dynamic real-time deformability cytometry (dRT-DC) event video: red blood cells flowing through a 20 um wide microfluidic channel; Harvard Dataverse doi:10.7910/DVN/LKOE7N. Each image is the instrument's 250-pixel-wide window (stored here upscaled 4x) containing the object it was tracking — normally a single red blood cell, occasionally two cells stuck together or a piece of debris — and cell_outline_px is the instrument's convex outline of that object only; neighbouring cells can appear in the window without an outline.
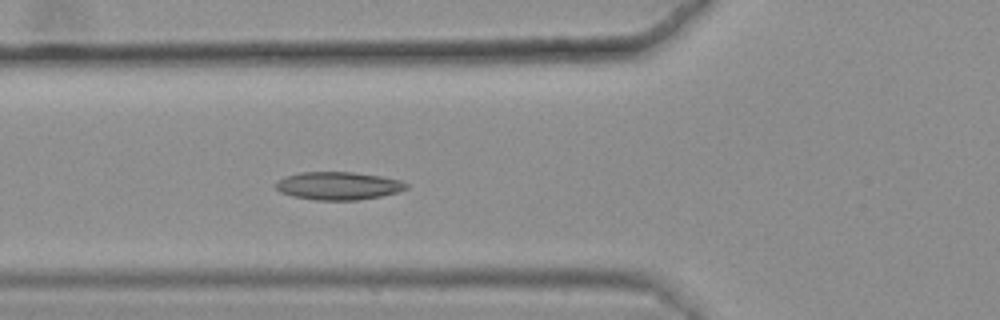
{"species": "common noctule bat (a hibernating species)", "species_latin": "Nyctalus noctula", "temperature_condition": "warm", "stored_images_in_passage": 46, "camera_frame_rate_fps": 3000, "um_per_image_px": 0.085, "animal": {"sex": "female", "body_mass_g": 25.1}, "frame": {"image": 1, "passage_image": 20, "time_ms": 6.333, "image_size_px": [1000, 320], "cell_outline_px": [[408, 188], [396, 192], [380, 196], [356, 200], [316, 200], [292, 196], [280, 192], [272, 184], [276, 180], [284, 176], [300, 172], [352, 172], [380, 176], [400, 180], [408, 184]], "centroid_in_image_um": [28.68, 15.79], "position_along_channel_um": 97.1, "area_um2": 21.33}, "authors_computed_cell_mechanics": {"area_um2": 20.4034, "velocity_mm_per_s": 3.6156, "shape_relaxation_time_tau1_ms": null, "shape_relaxation_time_tau2_ms": 2.7759, "deformation_change_tau1": null, "deformation_change_tau2": 0.0897}}